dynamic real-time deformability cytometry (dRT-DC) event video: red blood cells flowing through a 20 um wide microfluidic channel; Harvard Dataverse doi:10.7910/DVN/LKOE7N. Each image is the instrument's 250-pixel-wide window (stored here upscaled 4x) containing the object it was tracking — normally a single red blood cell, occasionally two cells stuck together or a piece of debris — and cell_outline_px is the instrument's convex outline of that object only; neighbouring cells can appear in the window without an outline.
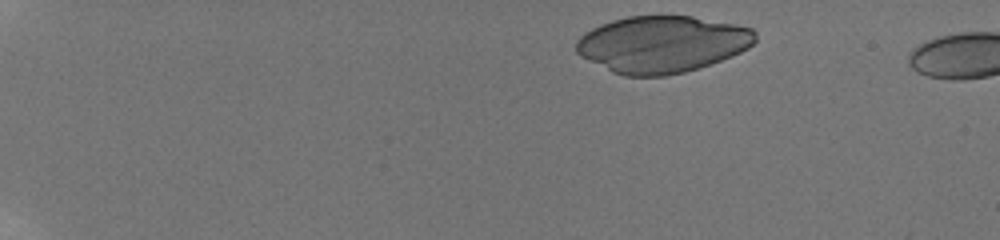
{"species": "human", "species_latin": "Homo sapiens", "temperature_condition": "room temperature", "stored_images_in_passage": 5, "camera_frame_rate_fps": 3000, "um_per_image_px": 0.085, "donor": {"sex": "male"}, "frame": {"image": 1, "passage_image": 1, "time_ms": 0.0, "image_size_px": [1000, 240], "cell_outline_px": [[756, 40], [748, 48], [732, 56], [700, 68], [684, 72], [664, 76], [624, 76], [612, 72], [580, 56], [576, 52], [576, 40], [580, 36], [592, 28], [600, 24], [612, 20], [628, 16], [692, 16], [736, 24], [752, 28], [756, 32]], "centroid_in_image_um": [56.28, 3.76], "position_along_channel_um": 28.7, "area_um2": 59.42}}